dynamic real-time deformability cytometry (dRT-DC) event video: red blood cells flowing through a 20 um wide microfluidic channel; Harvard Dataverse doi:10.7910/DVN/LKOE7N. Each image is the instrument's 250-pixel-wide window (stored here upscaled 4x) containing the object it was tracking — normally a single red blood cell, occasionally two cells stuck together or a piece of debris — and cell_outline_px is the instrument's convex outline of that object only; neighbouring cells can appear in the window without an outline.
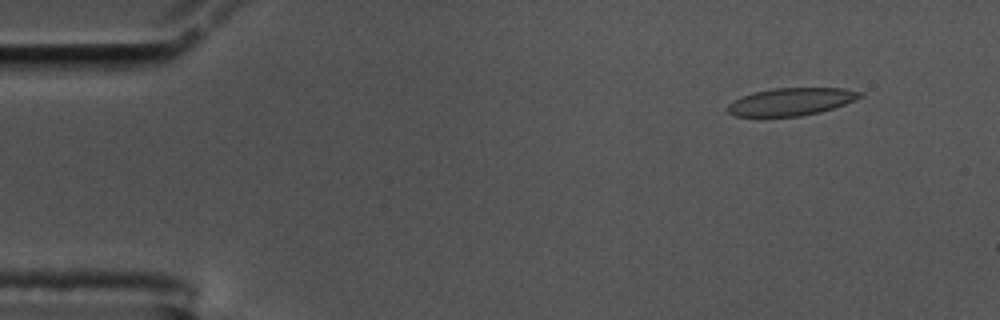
{"species": "common noctule bat (a hibernating species)", "species_latin": "Nyctalus noctula", "temperature_condition": "cold", "stored_images_in_passage": 16, "camera_frame_rate_fps": 3000, "um_per_image_px": 0.085, "animal": {"sex": "male", "body_mass_g": 17.5, "forearm_length_mm": 52.3}, "frame": {"image": 1, "passage_image": 5, "time_ms": 1.333, "image_size_px": [1000, 320], "cell_outline_px": [[864, 96], [844, 104], [820, 112], [800, 116], [736, 116], [728, 112], [724, 108], [732, 100], [740, 96], [752, 92], [776, 88], [844, 88], [864, 92]], "centroid_in_image_um": [67.22, 8.63], "position_along_channel_um": 17.8, "area_um2": 21.39}}